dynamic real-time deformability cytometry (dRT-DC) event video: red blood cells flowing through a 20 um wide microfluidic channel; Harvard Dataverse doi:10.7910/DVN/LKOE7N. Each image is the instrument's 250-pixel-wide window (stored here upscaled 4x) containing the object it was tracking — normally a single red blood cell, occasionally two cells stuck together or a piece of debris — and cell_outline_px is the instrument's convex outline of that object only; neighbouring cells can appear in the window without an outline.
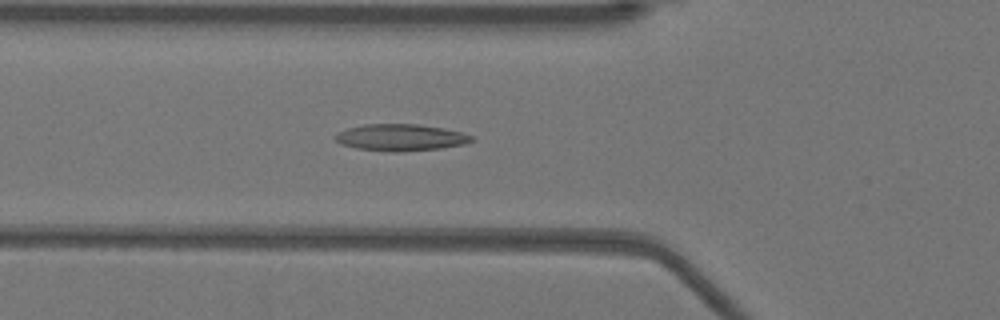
{"species": "Egyptian fruit bat (a non-hibernating species)", "species_latin": "Rousettus aegyptiacus", "temperature_condition": "warm", "stored_images_in_passage": 51, "camera_frame_rate_fps": 3000, "um_per_image_px": 0.085, "animal": {"sex": "female"}, "frame": {"image": 1, "passage_image": 18, "time_ms": 5.667, "image_size_px": [1000, 320], "cell_outline_px": [[476, 140], [464, 144], [440, 148], [400, 152], [392, 152], [356, 148], [340, 144], [336, 140], [336, 132], [348, 128], [364, 124], [416, 124], [444, 128], [460, 132], [472, 136]], "centroid_in_image_um": [34.05, 11.68], "position_along_channel_um": 91.8, "area_um2": 21.21}}
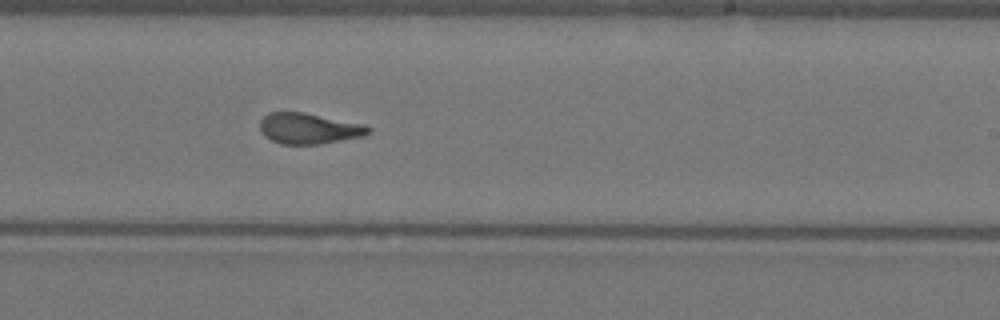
{"frame": {"image": 2, "passage_image": 31, "time_ms": 10.0, "image_size_px": [1000, 320], "cell_outline_px": [[372, 132], [364, 136], [320, 144], [280, 144], [264, 136], [260, 128], [260, 120], [268, 112], [304, 112], [364, 124], [372, 128]], "centroid_in_image_um": [26.27, 10.92], "position_along_channel_um": 262.7, "area_um2": 19.59}}
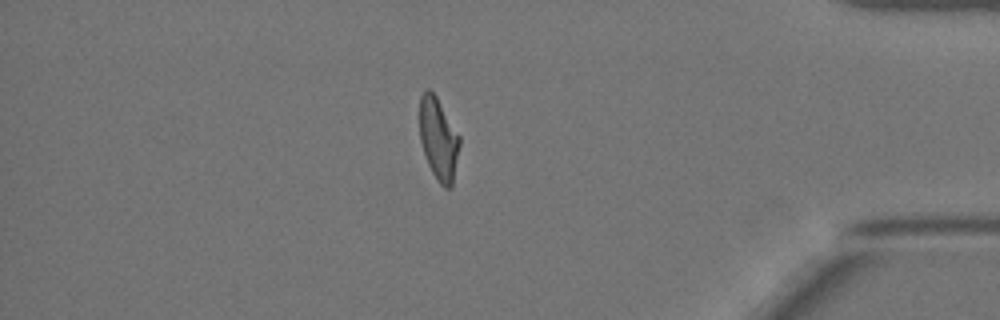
{"frame": {"image": 3, "passage_image": 44, "time_ms": 14.333, "image_size_px": [1000, 320], "cell_outline_px": [[460, 144], [452, 188], [444, 188], [436, 180], [428, 164], [420, 140], [420, 96], [428, 88], [436, 96], [460, 136]], "centroid_in_image_um": [37.28, 11.85], "position_along_channel_um": 397.9, "area_um2": 19.07}, "authors_computed_cell_mechanics": {"area_um2": 19.9988, "velocity_mm_per_s": 3.9436, "shape_relaxation_time_tau1_ms": null, "shape_relaxation_time_tau2_ms": 1.4974, "deformation_change_tau1": null, "deformation_change_tau2": 0.0894}}